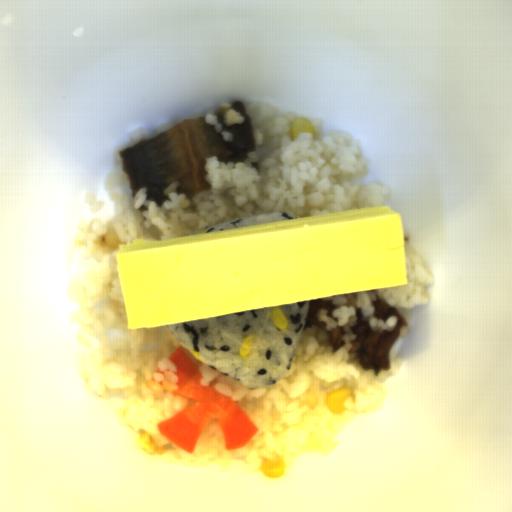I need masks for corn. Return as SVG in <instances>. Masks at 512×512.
I'll use <instances>...</instances> for the list:
<instances>
[{"instance_id": "corn-1", "label": "corn", "mask_w": 512, "mask_h": 512, "mask_svg": "<svg viewBox=\"0 0 512 512\" xmlns=\"http://www.w3.org/2000/svg\"><path fill=\"white\" fill-rule=\"evenodd\" d=\"M350 397H353L351 389L344 387L328 392L325 400L327 410L333 414H342L346 410L345 402Z\"/></svg>"}, {"instance_id": "corn-2", "label": "corn", "mask_w": 512, "mask_h": 512, "mask_svg": "<svg viewBox=\"0 0 512 512\" xmlns=\"http://www.w3.org/2000/svg\"><path fill=\"white\" fill-rule=\"evenodd\" d=\"M259 470L267 479L281 478L285 472L284 460L282 458H265L262 461Z\"/></svg>"}, {"instance_id": "corn-3", "label": "corn", "mask_w": 512, "mask_h": 512, "mask_svg": "<svg viewBox=\"0 0 512 512\" xmlns=\"http://www.w3.org/2000/svg\"><path fill=\"white\" fill-rule=\"evenodd\" d=\"M301 133H311L312 135L314 134L310 119L305 117L298 118L290 125L288 129L289 139L291 141H294Z\"/></svg>"}, {"instance_id": "corn-4", "label": "corn", "mask_w": 512, "mask_h": 512, "mask_svg": "<svg viewBox=\"0 0 512 512\" xmlns=\"http://www.w3.org/2000/svg\"><path fill=\"white\" fill-rule=\"evenodd\" d=\"M140 446L145 450L147 454L159 455L165 451L166 446L156 445L153 438L149 435H139L137 438Z\"/></svg>"}, {"instance_id": "corn-5", "label": "corn", "mask_w": 512, "mask_h": 512, "mask_svg": "<svg viewBox=\"0 0 512 512\" xmlns=\"http://www.w3.org/2000/svg\"><path fill=\"white\" fill-rule=\"evenodd\" d=\"M269 316H270L271 322L274 325H276L280 330H283V331L286 330V328L288 326V320L279 305L270 307Z\"/></svg>"}, {"instance_id": "corn-6", "label": "corn", "mask_w": 512, "mask_h": 512, "mask_svg": "<svg viewBox=\"0 0 512 512\" xmlns=\"http://www.w3.org/2000/svg\"><path fill=\"white\" fill-rule=\"evenodd\" d=\"M255 341H256L255 335L251 334V335L245 337V339L243 340V342L238 350L240 357L243 358L250 354V352L255 344Z\"/></svg>"}, {"instance_id": "corn-7", "label": "corn", "mask_w": 512, "mask_h": 512, "mask_svg": "<svg viewBox=\"0 0 512 512\" xmlns=\"http://www.w3.org/2000/svg\"><path fill=\"white\" fill-rule=\"evenodd\" d=\"M189 351H190V353H191V354H192L196 359H198V360H199V358H200V354H199L196 350H194V349H189Z\"/></svg>"}, {"instance_id": "corn-8", "label": "corn", "mask_w": 512, "mask_h": 512, "mask_svg": "<svg viewBox=\"0 0 512 512\" xmlns=\"http://www.w3.org/2000/svg\"><path fill=\"white\" fill-rule=\"evenodd\" d=\"M207 232H208V228H205V229H202L198 234H207Z\"/></svg>"}]
</instances>
